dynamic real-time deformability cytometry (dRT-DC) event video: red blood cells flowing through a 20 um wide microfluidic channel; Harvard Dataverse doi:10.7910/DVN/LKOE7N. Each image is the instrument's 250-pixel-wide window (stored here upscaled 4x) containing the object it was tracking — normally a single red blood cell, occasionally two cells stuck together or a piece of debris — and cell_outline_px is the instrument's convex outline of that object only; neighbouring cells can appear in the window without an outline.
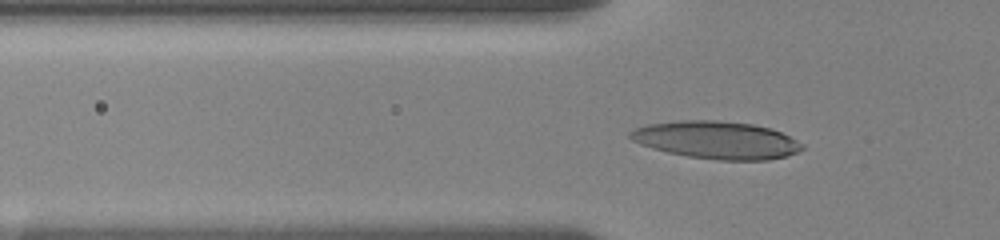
{"species": "human", "species_latin": "Homo sapiens", "temperature_condition": "room temperature", "stored_images_in_passage": 39, "camera_frame_rate_fps": 3000, "um_per_image_px": 0.085, "donor": {"sex": "female"}, "frame": {"image": 1, "passage_image": 16, "time_ms": 6.0, "image_size_px": [1000, 240], "cell_outline_px": [[804, 148], [796, 152], [784, 156], [768, 160], [720, 160], [688, 156], [668, 152], [652, 148], [640, 144], [632, 140], [628, 136], [628, 132], [636, 128], [648, 124], [680, 120], [716, 120], [752, 124], [768, 128], [780, 132], [804, 144]], "centroid_in_image_um": [60.88, 11.9], "position_along_channel_um": 64.9, "area_um2": 37.4}}
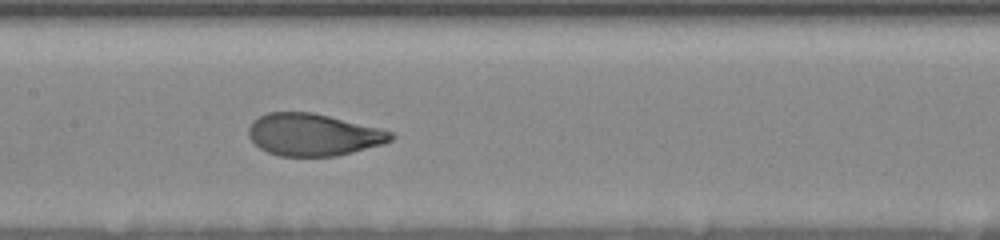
{"frame": {"image": 2, "passage_image": 25, "time_ms": 9.333, "image_size_px": [1000, 240], "cell_outline_px": [[396, 136], [392, 140], [384, 144], [336, 156], [280, 156], [268, 152], [260, 148], [248, 136], [248, 128], [252, 120], [268, 112], [312, 112], [384, 128], [396, 132]], "centroid_in_image_um": [26.69, 11.44], "position_along_channel_um": 180.7, "area_um2": 35.37}}
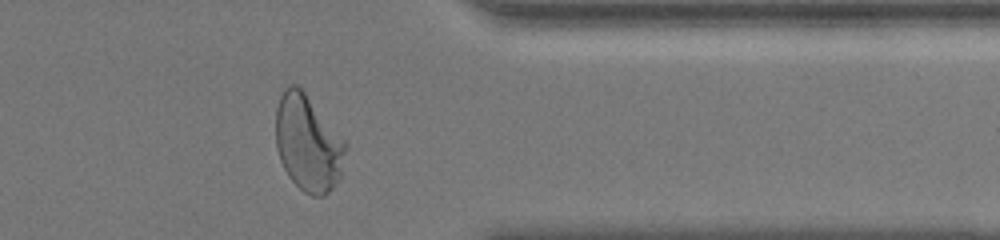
{"frame": {"image": 3, "passage_image": 34, "time_ms": 15.333, "image_size_px": [1000, 240], "cell_outline_px": [[348, 144], [340, 176], [332, 188], [324, 196], [312, 196], [304, 192], [288, 176], [280, 160], [276, 148], [276, 108], [280, 96], [284, 88], [288, 84], [296, 84], [304, 92]], "centroid_in_image_um": [26.17, 12.17], "position_along_channel_um": 385.2, "area_um2": 38.96}, "authors_computed_cell_mechanics": {"area_um2": 36.2406, "velocity_mm_per_s": 3.5439, "shape_relaxation_time_tau1_ms": 3.4735, "shape_relaxation_time_tau2_ms": null, "deformation_change_tau1": 0.1737, "deformation_change_tau2": null}}